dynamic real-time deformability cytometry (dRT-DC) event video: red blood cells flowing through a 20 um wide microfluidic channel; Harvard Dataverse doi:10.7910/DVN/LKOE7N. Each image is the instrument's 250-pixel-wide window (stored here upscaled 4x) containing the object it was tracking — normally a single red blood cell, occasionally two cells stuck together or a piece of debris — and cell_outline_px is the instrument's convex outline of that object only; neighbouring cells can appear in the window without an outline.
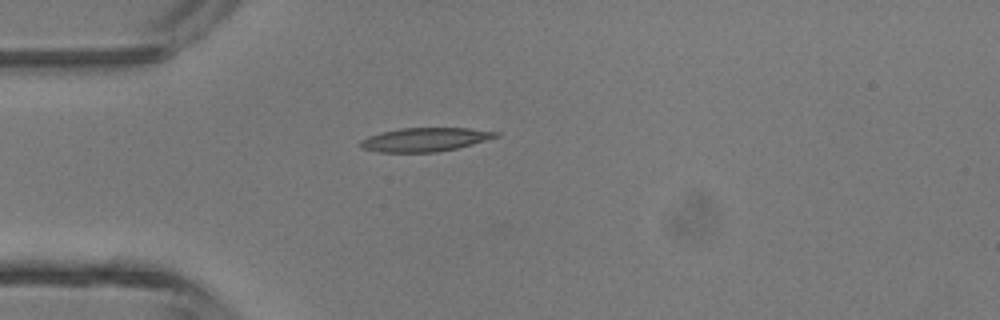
{"species": "common noctule bat (a hibernating species)", "species_latin": "Nyctalus noctula", "temperature_condition": "room temperature", "stored_images_in_passage": 2, "camera_frame_rate_fps": 3000, "um_per_image_px": 0.085, "animal": {"sex": "male", "body_mass_g": 13.3}, "frame": {"image": 1, "passage_image": 2, "time_ms": 1.333, "image_size_px": [1000, 320], "cell_outline_px": [[500, 136], [472, 144], [456, 148], [436, 152], [380, 152], [364, 148], [360, 144], [360, 140], [368, 136], [380, 132], [400, 128], [468, 128], [500, 132]], "centroid_in_image_um": [36.14, 11.85], "position_along_channel_um": 48.9, "area_um2": 18.61}}